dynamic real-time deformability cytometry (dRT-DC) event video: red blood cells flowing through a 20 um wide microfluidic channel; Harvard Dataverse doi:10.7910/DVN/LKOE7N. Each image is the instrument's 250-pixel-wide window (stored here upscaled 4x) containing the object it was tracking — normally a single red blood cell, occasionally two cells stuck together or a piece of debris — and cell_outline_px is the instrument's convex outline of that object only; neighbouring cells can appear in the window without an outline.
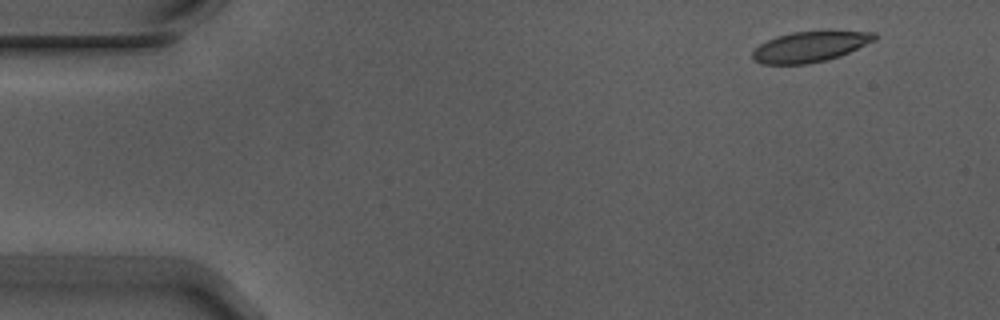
{"species": "Egyptian fruit bat (a non-hibernating species)", "species_latin": "Rousettus aegyptiacus", "temperature_condition": "warm", "stored_images_in_passage": 4, "camera_frame_rate_fps": 3000, "um_per_image_px": 0.085, "animal": {"sex": "male"}, "frame": {"image": 1, "passage_image": 1, "time_ms": 0.0, "image_size_px": [1000, 320], "cell_outline_px": [[876, 40], [840, 56], [808, 64], [760, 64], [752, 60], [752, 52], [760, 44], [776, 36], [792, 32], [828, 28], [876, 32]], "centroid_in_image_um": [68.9, 3.91], "position_along_channel_um": 16.1, "area_um2": 22.6}}